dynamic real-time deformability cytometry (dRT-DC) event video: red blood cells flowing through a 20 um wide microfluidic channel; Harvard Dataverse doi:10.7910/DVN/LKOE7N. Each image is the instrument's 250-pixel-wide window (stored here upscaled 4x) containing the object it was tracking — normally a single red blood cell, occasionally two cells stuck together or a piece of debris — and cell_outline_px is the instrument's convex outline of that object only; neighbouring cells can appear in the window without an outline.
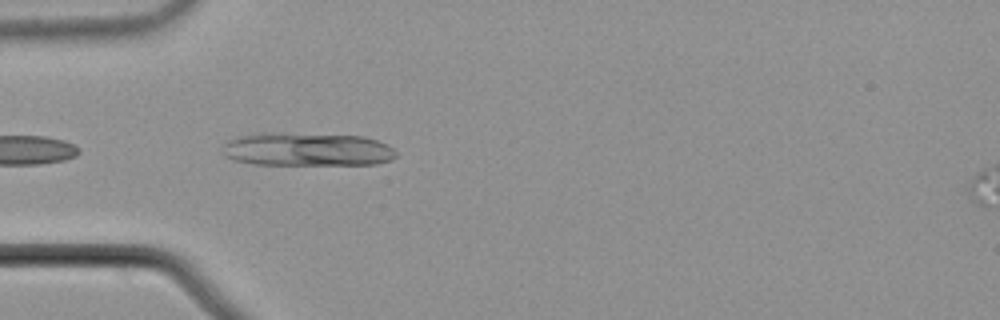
{"species": "common noctule bat (a hibernating species)", "species_latin": "Nyctalus noctula", "temperature_condition": "cold", "stored_images_in_passage": 6, "camera_frame_rate_fps": 3000, "um_per_image_px": 0.085, "animal": {"sex": "male", "body_mass_g": 21.5, "forearm_length_mm": 52.0}, "frame": {"image": 1, "passage_image": 2, "time_ms": 0.333, "image_size_px": [1000, 320], "cell_outline_px": [[396, 156], [392, 160], [376, 164], [252, 164], [232, 160], [224, 156], [224, 144], [228, 140], [236, 136], [252, 132], [284, 132], [364, 136], [388, 144], [396, 152]], "centroid_in_image_um": [26.06, 12.67], "position_along_channel_um": 58.9, "area_um2": 34.39}}